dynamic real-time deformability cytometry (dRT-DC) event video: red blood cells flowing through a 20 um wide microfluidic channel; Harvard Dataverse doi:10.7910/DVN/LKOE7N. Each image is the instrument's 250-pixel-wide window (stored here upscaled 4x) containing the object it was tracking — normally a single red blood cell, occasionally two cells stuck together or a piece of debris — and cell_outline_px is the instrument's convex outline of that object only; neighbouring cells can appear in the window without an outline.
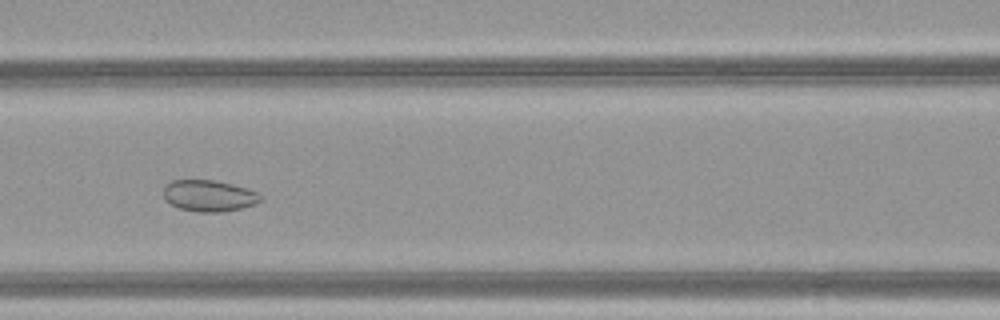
{"species": "common noctule bat (a hibernating species)", "species_latin": "Nyctalus noctula", "temperature_condition": "warm", "stored_images_in_passage": 33, "camera_frame_rate_fps": 3000, "um_per_image_px": 0.085, "animal": {"sex": "female", "body_mass_g": 21.9}, "frame": {"image": 1, "passage_image": 10, "time_ms": 3.0, "image_size_px": [1000, 320], "cell_outline_px": [[264, 200], [256, 204], [240, 208], [220, 212], [200, 212], [180, 208], [164, 200], [164, 184], [172, 180], [212, 180], [232, 184], [248, 188], [260, 192], [264, 196]], "centroid_in_image_um": [17.81, 16.63], "position_along_channel_um": 148.8, "area_um2": 17.98}}
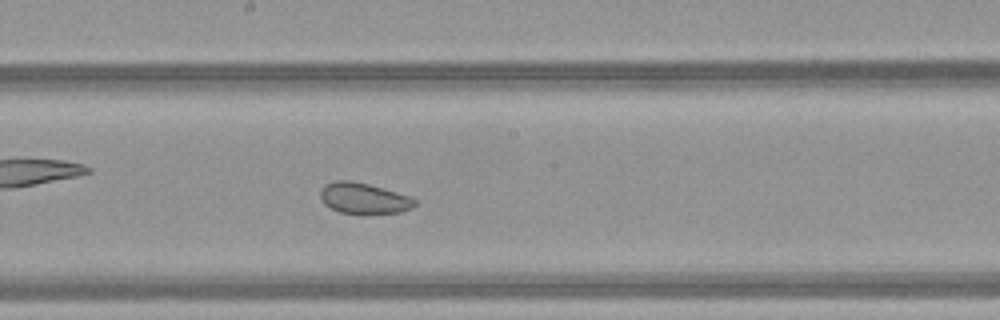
{"frame": {"image": 2, "passage_image": 15, "time_ms": 4.667, "image_size_px": [1000, 320], "cell_outline_px": [[416, 204], [412, 208], [400, 212], [340, 212], [324, 204], [320, 196], [320, 188], [324, 184], [336, 180], [352, 180], [368, 184], [412, 196], [416, 200]], "centroid_in_image_um": [30.91, 16.81], "position_along_channel_um": 217.3, "area_um2": 16.76}}
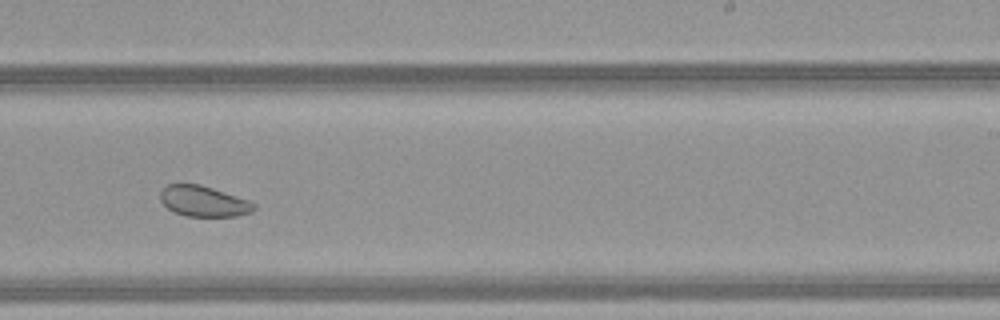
{"frame": {"image": 3, "passage_image": 19, "time_ms": 6.0, "image_size_px": [1000, 320], "cell_outline_px": [[256, 208], [252, 212], [236, 216], [184, 216], [168, 208], [160, 200], [160, 192], [168, 184], [200, 184], [248, 200], [256, 204]], "centroid_in_image_um": [17.31, 17.11], "position_along_channel_um": 271.7, "area_um2": 16.59}}